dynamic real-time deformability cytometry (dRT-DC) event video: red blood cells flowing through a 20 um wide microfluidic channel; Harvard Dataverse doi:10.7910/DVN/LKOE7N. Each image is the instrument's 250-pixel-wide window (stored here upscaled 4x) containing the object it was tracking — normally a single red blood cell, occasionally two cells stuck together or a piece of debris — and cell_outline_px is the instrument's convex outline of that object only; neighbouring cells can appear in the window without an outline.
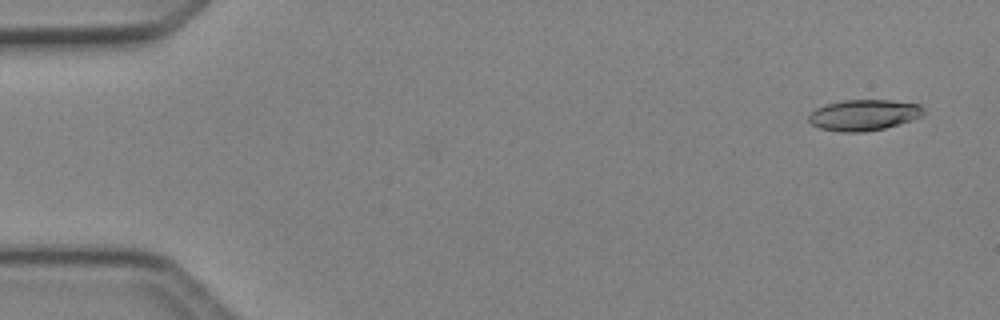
{"species": "Egyptian fruit bat (a non-hibernating species)", "species_latin": "Rousettus aegyptiacus", "temperature_condition": "cold", "stored_images_in_passage": 49, "camera_frame_rate_fps": 3000, "um_per_image_px": 0.085, "animal": {"sex": "female"}, "frame": {"image": 1, "passage_image": 3, "time_ms": 0.667, "image_size_px": [1000, 320], "cell_outline_px": [[924, 116], [912, 120], [884, 128], [864, 132], [840, 132], [820, 128], [812, 124], [808, 120], [808, 116], [816, 108], [828, 104], [844, 100], [892, 100], [920, 104], [924, 108]], "centroid_in_image_um": [73.46, 9.77], "position_along_channel_um": 11.5, "area_um2": 20.75}}
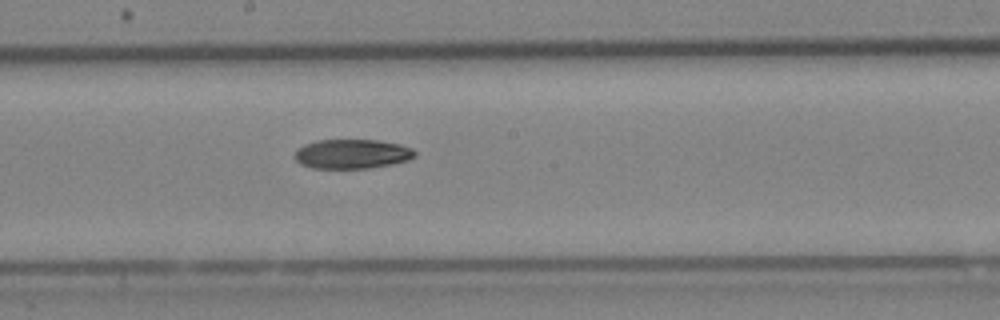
{"frame": {"image": 2, "passage_image": 27, "time_ms": 8.667, "image_size_px": [1000, 320], "cell_outline_px": [[416, 156], [408, 160], [392, 164], [368, 168], [312, 168], [300, 164], [292, 156], [296, 148], [304, 144], [316, 140], [376, 140], [400, 144], [412, 148], [416, 152]], "centroid_in_image_um": [29.88, 13.08], "position_along_channel_um": 218.3, "area_um2": 20.81}}
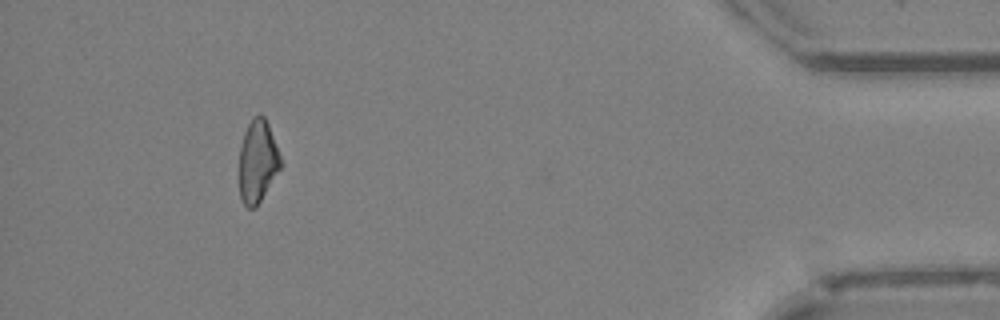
{"frame": {"image": 3, "passage_image": 45, "time_ms": 14.667, "image_size_px": [1000, 320], "cell_outline_px": [[284, 164], [256, 208], [248, 208], [240, 200], [240, 144], [244, 132], [248, 124], [260, 112], [264, 116], [268, 124]], "centroid_in_image_um": [21.92, 13.74], "position_along_channel_um": 413.3, "area_um2": 20.11}, "authors_computed_cell_mechanics": {"area_um2": 20.9814, "velocity_mm_per_s": 4.2576, "shape_relaxation_time_tau1_ms": 6.8061, "shape_relaxation_time_tau2_ms": null, "deformation_change_tau1": 0.16, "deformation_change_tau2": null}}